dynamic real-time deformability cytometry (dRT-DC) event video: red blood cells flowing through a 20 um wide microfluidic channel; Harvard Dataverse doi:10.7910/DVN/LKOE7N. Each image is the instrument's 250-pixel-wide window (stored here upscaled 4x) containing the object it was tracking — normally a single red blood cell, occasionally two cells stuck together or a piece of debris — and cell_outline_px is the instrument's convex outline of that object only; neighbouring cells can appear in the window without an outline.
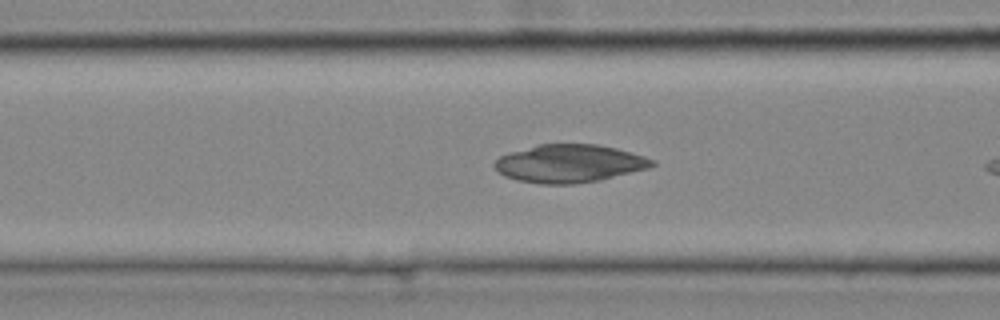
{"species": "common noctule bat (a hibernating species)", "species_latin": "Nyctalus noctula", "temperature_condition": "cold", "stored_images_in_passage": 7, "camera_frame_rate_fps": 3000, "um_per_image_px": 0.085, "animal": {"sex": "female", "body_mass_g": 25.1}, "frame": {"image": 1, "passage_image": 6, "time_ms": 1.667, "image_size_px": [1000, 320], "cell_outline_px": [[656, 164], [648, 168], [600, 180], [572, 184], [540, 184], [516, 180], [504, 176], [492, 164], [500, 156], [508, 152], [536, 144], [596, 144], [616, 148], [644, 156], [656, 160]], "centroid_in_image_um": [48.37, 13.89], "position_along_channel_um": 118.2, "area_um2": 34.97}}